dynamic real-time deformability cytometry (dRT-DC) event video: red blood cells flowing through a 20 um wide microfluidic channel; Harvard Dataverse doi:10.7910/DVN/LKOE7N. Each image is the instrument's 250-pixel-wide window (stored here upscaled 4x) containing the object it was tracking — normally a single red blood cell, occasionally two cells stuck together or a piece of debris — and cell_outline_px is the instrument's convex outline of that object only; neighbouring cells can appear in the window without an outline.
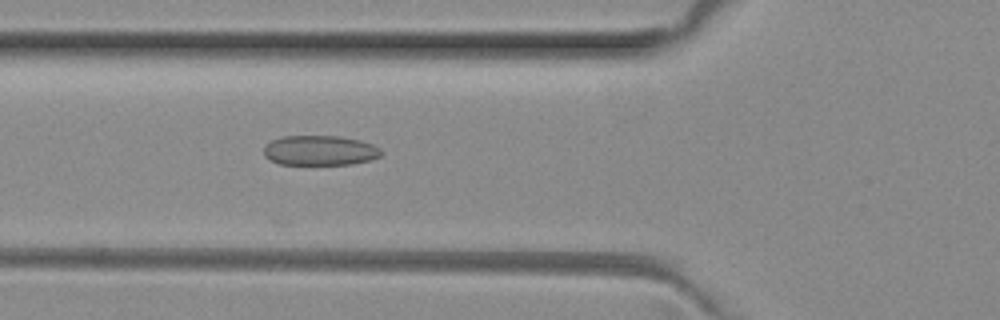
{"species": "common noctule bat (a hibernating species)", "species_latin": "Nyctalus noctula", "temperature_condition": "room temperature", "stored_images_in_passage": 3, "camera_frame_rate_fps": 3000, "um_per_image_px": 0.085, "animal": {"sex": "female", "body_mass_g": 29.2, "forearm_length_mm": 56.3}, "frame": {"image": 1, "passage_image": 3, "time_ms": 0.667, "image_size_px": [1000, 320], "cell_outline_px": [[384, 152], [380, 156], [372, 160], [352, 164], [280, 164], [264, 156], [264, 148], [272, 140], [284, 136], [340, 136], [360, 140], [372, 144], [380, 148]], "centroid_in_image_um": [27.24, 12.79], "position_along_channel_um": 98.6, "area_um2": 20.46}}